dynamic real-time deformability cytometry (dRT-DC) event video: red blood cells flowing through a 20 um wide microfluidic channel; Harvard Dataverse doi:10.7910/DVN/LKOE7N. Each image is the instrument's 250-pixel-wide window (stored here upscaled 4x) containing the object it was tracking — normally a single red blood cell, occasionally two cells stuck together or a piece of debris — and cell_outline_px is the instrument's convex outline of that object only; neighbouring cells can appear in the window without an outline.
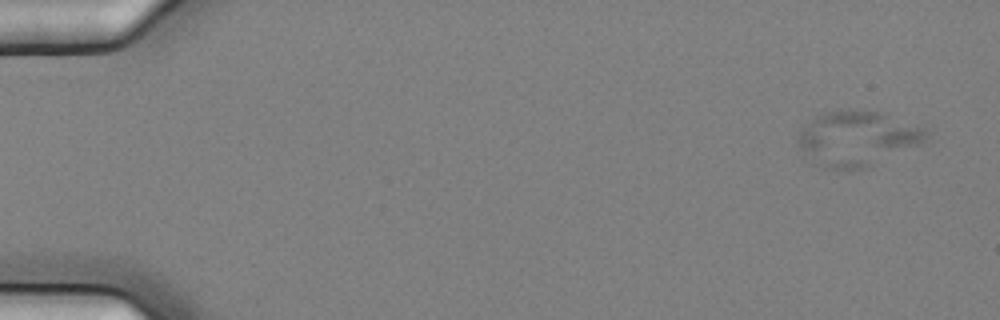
{"species": "common noctule bat (a hibernating species)", "species_latin": "Nyctalus noctula", "temperature_condition": "cold", "stored_images_in_passage": 5, "camera_frame_rate_fps": 3000, "um_per_image_px": 0.085, "animal": {"sex": "female", "body_mass_g": 25.1}, "frame": {"image": 1, "passage_image": 1, "time_ms": 0.0, "image_size_px": [1000, 320], "cell_outline_px": [[928, 140], [920, 144], [864, 168], [824, 168], [812, 164], [796, 144], [796, 136], [816, 112], [840, 108], [848, 108], [880, 112], [924, 128], [928, 132]], "centroid_in_image_um": [72.77, 11.73], "position_along_channel_um": 12.2, "area_um2": 41.5}}
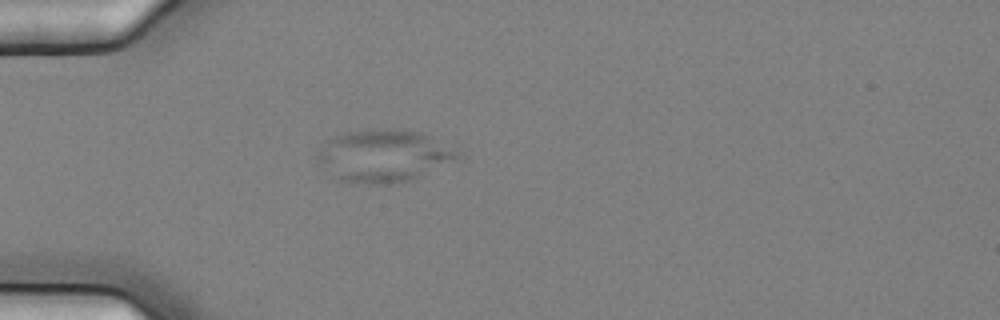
{"frame": {"image": 2, "passage_image": 5, "time_ms": 1.333, "image_size_px": [1000, 320], "cell_outline_px": [[460, 156], [408, 180], [388, 184], [352, 184], [336, 180], [316, 160], [316, 152], [328, 140], [336, 136], [348, 132], [392, 128], [404, 128], [420, 132], [460, 152]], "centroid_in_image_um": [32.5, 13.25], "position_along_channel_um": 52.5, "area_um2": 42.14}}